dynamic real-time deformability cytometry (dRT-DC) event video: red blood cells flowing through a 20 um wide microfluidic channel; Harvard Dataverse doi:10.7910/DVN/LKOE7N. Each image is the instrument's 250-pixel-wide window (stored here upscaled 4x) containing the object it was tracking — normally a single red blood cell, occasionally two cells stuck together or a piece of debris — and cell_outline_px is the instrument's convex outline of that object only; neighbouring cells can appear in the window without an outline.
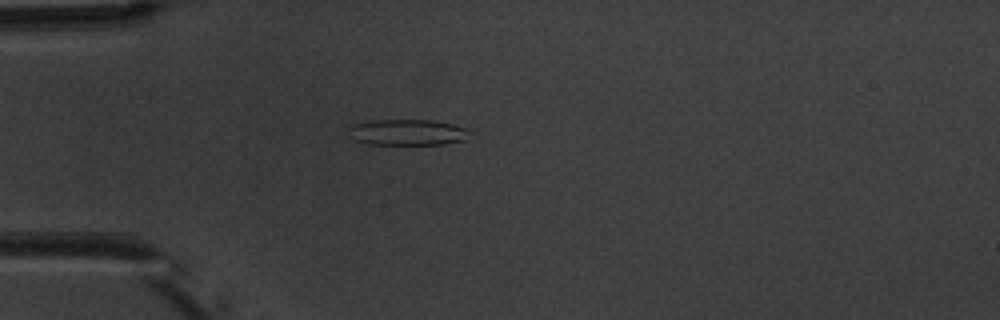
{"species": "common noctule bat (a hibernating species)", "species_latin": "Nyctalus noctula", "temperature_condition": "warm", "stored_images_in_passage": 5, "camera_frame_rate_fps": 3000, "um_per_image_px": 0.085, "animal": {"sex": "male", "body_mass_g": 20.1, "forearm_length_mm": 53.5}, "frame": {"image": 1, "passage_image": 4, "time_ms": 4.333, "image_size_px": [1000, 320], "cell_outline_px": [[472, 132], [464, 140], [444, 144], [368, 144], [356, 140], [348, 136], [344, 128], [352, 124], [372, 120], [432, 120], [452, 124], [464, 128]], "centroid_in_image_um": [34.54, 11.24], "position_along_channel_um": 50.5, "area_um2": 18.55}}